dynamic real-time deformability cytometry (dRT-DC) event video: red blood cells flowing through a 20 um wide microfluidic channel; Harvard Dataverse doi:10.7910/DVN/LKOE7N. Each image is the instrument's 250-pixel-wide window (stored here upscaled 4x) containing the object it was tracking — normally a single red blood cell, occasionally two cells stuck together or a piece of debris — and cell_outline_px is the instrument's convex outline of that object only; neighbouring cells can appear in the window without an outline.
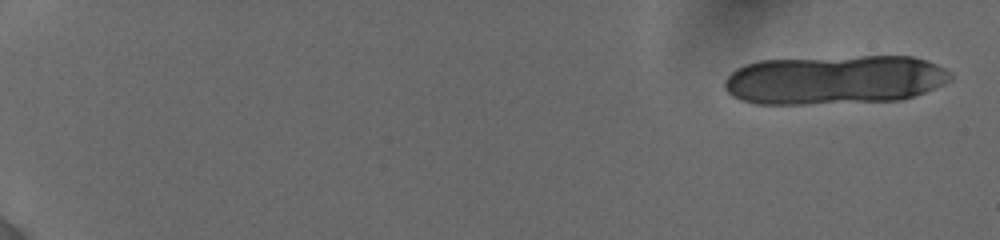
{"species": "human", "species_latin": "Homo sapiens", "temperature_condition": "cold", "stored_images_in_passage": 10, "camera_frame_rate_fps": 3000, "um_per_image_px": 0.085, "donor": {"sex": "female"}, "frame": {"image": 1, "passage_image": 1, "time_ms": 0.0, "image_size_px": [1000, 240], "cell_outline_px": [[952, 80], [944, 84], [924, 92], [900, 100], [808, 104], [756, 104], [740, 100], [732, 96], [724, 88], [724, 80], [736, 68], [744, 64], [760, 60], [860, 56], [912, 56], [936, 64], [952, 72]], "centroid_in_image_um": [70.92, 6.78], "position_along_channel_um": 14.1, "area_um2": 65.14}}